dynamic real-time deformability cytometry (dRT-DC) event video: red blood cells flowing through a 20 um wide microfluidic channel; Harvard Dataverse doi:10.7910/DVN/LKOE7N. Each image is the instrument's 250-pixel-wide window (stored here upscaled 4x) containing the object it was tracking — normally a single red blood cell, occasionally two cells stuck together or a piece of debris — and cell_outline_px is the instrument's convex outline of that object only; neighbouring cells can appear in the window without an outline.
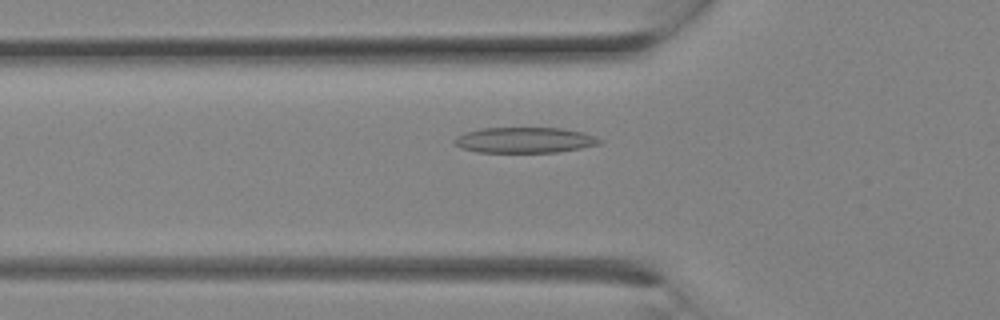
{"species": "Egyptian fruit bat (a non-hibernating species)", "species_latin": "Rousettus aegyptiacus", "temperature_condition": "room temperature", "stored_images_in_passage": 8, "camera_frame_rate_fps": 3000, "um_per_image_px": 0.085, "animal": {"sex": "female"}, "frame": {"image": 1, "passage_image": 4, "time_ms": 1.0, "image_size_px": [1000, 320], "cell_outline_px": [[604, 140], [600, 144], [560, 152], [476, 152], [460, 148], [452, 140], [456, 136], [464, 132], [480, 128], [560, 128], [584, 132], [596, 136]], "centroid_in_image_um": [44.6, 11.9], "position_along_channel_um": 81.2, "area_um2": 21.91}}
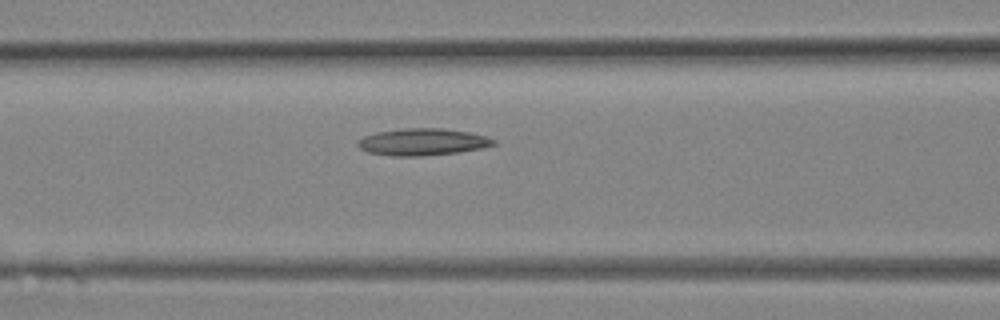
{"frame": {"image": 2, "passage_image": 6, "time_ms": 1.667, "image_size_px": [1000, 320], "cell_outline_px": [[496, 144], [484, 148], [460, 152], [420, 156], [392, 156], [368, 152], [360, 148], [356, 144], [356, 140], [364, 136], [376, 132], [404, 128], [440, 128], [468, 132], [484, 136], [496, 140]], "centroid_in_image_um": [35.9, 12.07], "position_along_channel_um": 130.7, "area_um2": 21.39}}
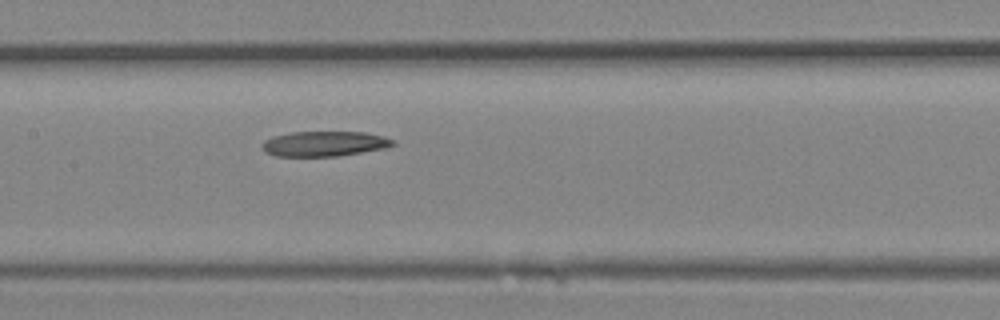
{"frame": {"image": 3, "passage_image": 8, "time_ms": 2.333, "image_size_px": [1000, 320], "cell_outline_px": [[396, 144], [388, 148], [336, 156], [276, 156], [264, 152], [264, 140], [272, 136], [292, 132], [364, 132], [384, 136], [396, 140]], "centroid_in_image_um": [27.63, 12.21], "position_along_channel_um": 179.8, "area_um2": 19.19}}